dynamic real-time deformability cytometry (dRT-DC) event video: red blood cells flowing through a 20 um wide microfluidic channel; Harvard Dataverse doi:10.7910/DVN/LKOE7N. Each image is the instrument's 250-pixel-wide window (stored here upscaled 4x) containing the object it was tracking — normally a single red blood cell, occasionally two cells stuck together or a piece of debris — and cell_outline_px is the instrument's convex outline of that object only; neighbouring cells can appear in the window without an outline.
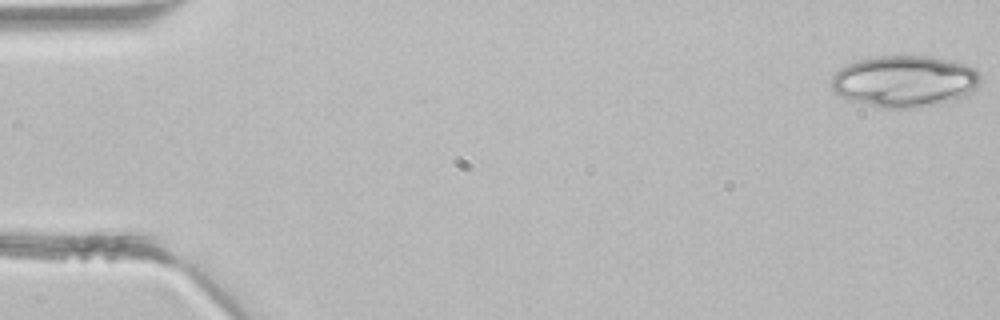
{"species": "common noctule bat (a hibernating species)", "species_latin": "Nyctalus noctula", "temperature_condition": "room temperature", "stored_images_in_passage": 3, "camera_frame_rate_fps": 3000, "um_per_image_px": 0.085, "animal": {"sex": "male", "body_mass_g": 21.5, "forearm_length_mm": 52.0}, "frame": {"image": 1, "passage_image": 1, "time_ms": 0.0, "image_size_px": [1000, 320], "cell_outline_px": [[980, 80], [976, 88], [972, 92], [964, 96], [940, 104], [916, 108], [880, 108], [848, 100], [832, 92], [832, 76], [840, 68], [848, 64], [860, 60], [876, 56], [928, 56], [964, 64], [976, 68], [980, 72]], "centroid_in_image_um": [76.88, 6.92], "position_along_channel_um": 8.1, "area_um2": 44.97}}